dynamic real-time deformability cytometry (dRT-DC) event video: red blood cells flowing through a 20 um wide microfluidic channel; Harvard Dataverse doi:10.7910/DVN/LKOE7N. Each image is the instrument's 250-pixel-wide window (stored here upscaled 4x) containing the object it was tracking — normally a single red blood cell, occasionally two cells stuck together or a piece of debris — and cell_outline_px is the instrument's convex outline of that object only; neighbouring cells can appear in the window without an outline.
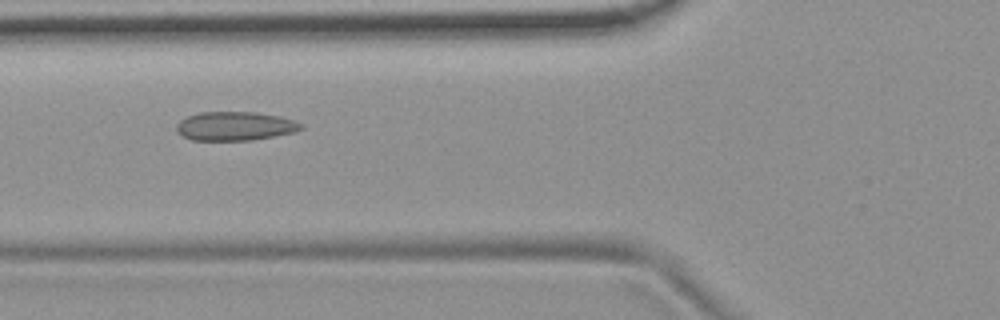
{"species": "common noctule bat (a hibernating species)", "species_latin": "Nyctalus noctula", "temperature_condition": "room temperature", "stored_images_in_passage": 23, "camera_frame_rate_fps": 3000, "um_per_image_px": 0.085, "animal": {"sex": "female", "body_mass_g": 19.9}, "frame": {"image": 1, "passage_image": 9, "time_ms": 2.667, "image_size_px": [1000, 320], "cell_outline_px": [[304, 128], [296, 132], [252, 140], [192, 140], [176, 132], [176, 124], [180, 120], [188, 116], [200, 112], [256, 112], [280, 116], [304, 124]], "centroid_in_image_um": [19.99, 10.72], "position_along_channel_um": 105.8, "area_um2": 21.04}}